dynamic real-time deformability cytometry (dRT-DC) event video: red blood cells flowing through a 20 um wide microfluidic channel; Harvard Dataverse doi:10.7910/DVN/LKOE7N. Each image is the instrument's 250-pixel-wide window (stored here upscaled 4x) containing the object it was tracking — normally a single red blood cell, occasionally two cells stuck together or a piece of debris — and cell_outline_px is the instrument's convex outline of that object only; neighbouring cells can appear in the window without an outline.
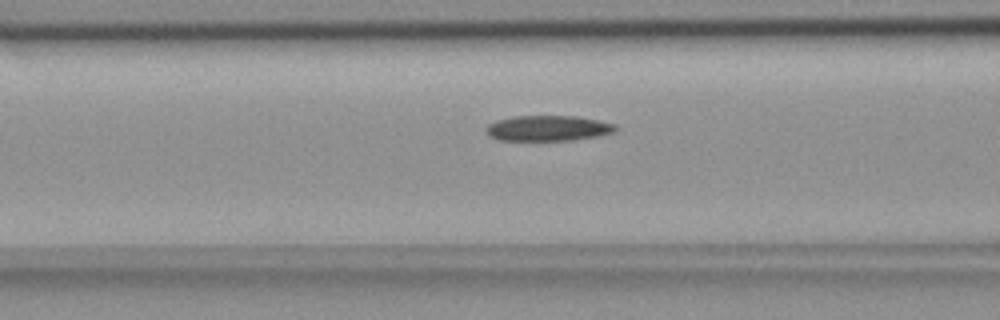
{"species": "common noctule bat (a hibernating species)", "species_latin": "Nyctalus noctula", "temperature_condition": "room temperature", "stored_images_in_passage": 38, "camera_frame_rate_fps": 3000, "um_per_image_px": 0.085, "animal": {"sex": "female", "body_mass_g": 18.4}, "frame": {"image": 1, "passage_image": 5, "time_ms": 1.333, "image_size_px": [1000, 320], "cell_outline_px": [[620, 128], [616, 132], [596, 136], [572, 140], [496, 140], [488, 136], [484, 128], [488, 124], [496, 120], [516, 116], [576, 116], [600, 120], [616, 124]], "centroid_in_image_um": [46.59, 10.9], "position_along_channel_um": 120.0, "area_um2": 19.48}}
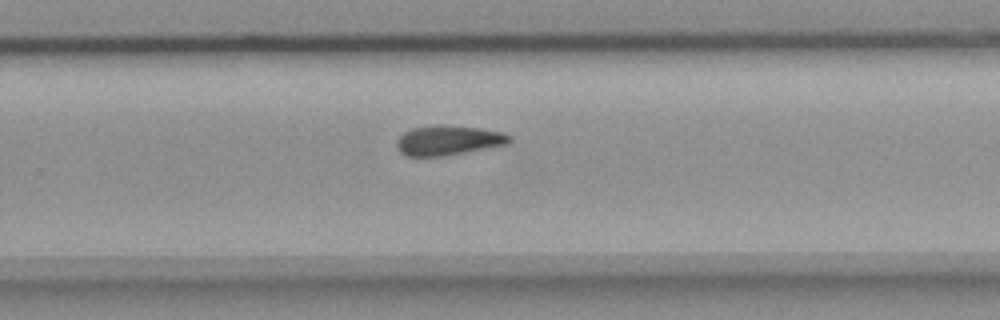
{"frame": {"image": 2, "passage_image": 19, "time_ms": 6.0, "image_size_px": [1000, 320], "cell_outline_px": [[512, 144], [444, 156], [408, 156], [400, 152], [396, 144], [396, 140], [404, 132], [412, 128], [436, 124], [440, 124], [480, 128], [504, 132], [512, 136]], "centroid_in_image_um": [38.17, 11.92], "position_along_channel_um": 291.6, "area_um2": 19.94}}
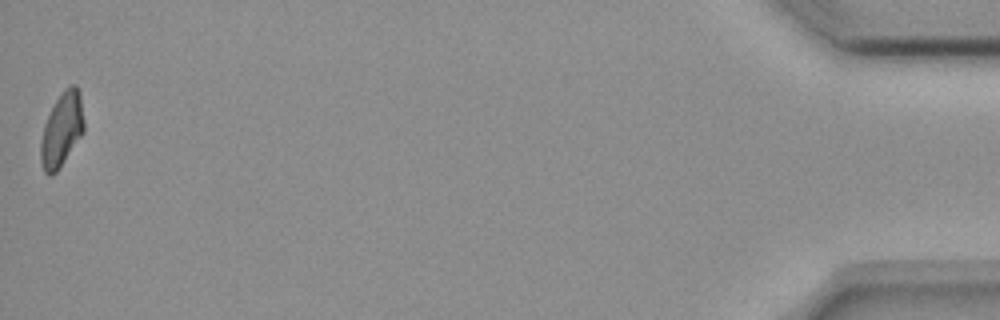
{"frame": {"image": 3, "passage_image": 38, "time_ms": 12.333, "image_size_px": [1000, 320], "cell_outline_px": [[84, 132], [56, 172], [52, 176], [48, 176], [44, 172], [40, 160], [40, 140], [44, 124], [60, 92], [64, 88], [72, 84], [76, 84], [80, 92], [84, 120]], "centroid_in_image_um": [5.25, 11.01], "position_along_channel_um": 430.0, "area_um2": 18.79}}